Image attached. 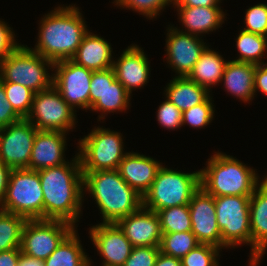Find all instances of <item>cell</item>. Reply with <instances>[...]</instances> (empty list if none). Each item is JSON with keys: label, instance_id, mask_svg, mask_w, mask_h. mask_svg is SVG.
<instances>
[{"label": "cell", "instance_id": "6da1fadb", "mask_svg": "<svg viewBox=\"0 0 267 266\" xmlns=\"http://www.w3.org/2000/svg\"><path fill=\"white\" fill-rule=\"evenodd\" d=\"M44 219L63 220L76 227L84 202L83 173L78 154L65 164L38 171Z\"/></svg>", "mask_w": 267, "mask_h": 266}, {"label": "cell", "instance_id": "7a4b0ae2", "mask_svg": "<svg viewBox=\"0 0 267 266\" xmlns=\"http://www.w3.org/2000/svg\"><path fill=\"white\" fill-rule=\"evenodd\" d=\"M41 19L37 42L30 49L53 63L71 59L89 31L80 9L60 5Z\"/></svg>", "mask_w": 267, "mask_h": 266}, {"label": "cell", "instance_id": "3957f363", "mask_svg": "<svg viewBox=\"0 0 267 266\" xmlns=\"http://www.w3.org/2000/svg\"><path fill=\"white\" fill-rule=\"evenodd\" d=\"M83 173V189L96 201L102 223H116L143 206V197L121 177L118 169Z\"/></svg>", "mask_w": 267, "mask_h": 266}, {"label": "cell", "instance_id": "277c9868", "mask_svg": "<svg viewBox=\"0 0 267 266\" xmlns=\"http://www.w3.org/2000/svg\"><path fill=\"white\" fill-rule=\"evenodd\" d=\"M200 169V186L210 195L251 196L261 182L253 168L226 153L214 152Z\"/></svg>", "mask_w": 267, "mask_h": 266}, {"label": "cell", "instance_id": "5b68a950", "mask_svg": "<svg viewBox=\"0 0 267 266\" xmlns=\"http://www.w3.org/2000/svg\"><path fill=\"white\" fill-rule=\"evenodd\" d=\"M200 188V170L192 173L159 168L150 189L143 195V207L154 212L169 207L188 205Z\"/></svg>", "mask_w": 267, "mask_h": 266}, {"label": "cell", "instance_id": "8992f818", "mask_svg": "<svg viewBox=\"0 0 267 266\" xmlns=\"http://www.w3.org/2000/svg\"><path fill=\"white\" fill-rule=\"evenodd\" d=\"M53 64L51 60L21 44L0 61V81L21 84L37 93L53 85V74L48 73V69L53 72Z\"/></svg>", "mask_w": 267, "mask_h": 266}, {"label": "cell", "instance_id": "52a82bcc", "mask_svg": "<svg viewBox=\"0 0 267 266\" xmlns=\"http://www.w3.org/2000/svg\"><path fill=\"white\" fill-rule=\"evenodd\" d=\"M122 134L109 128L95 127L80 138L78 157L82 172L118 169L124 152Z\"/></svg>", "mask_w": 267, "mask_h": 266}, {"label": "cell", "instance_id": "ba28073f", "mask_svg": "<svg viewBox=\"0 0 267 266\" xmlns=\"http://www.w3.org/2000/svg\"><path fill=\"white\" fill-rule=\"evenodd\" d=\"M0 209L27 220L44 219L43 192L38 171L12 169Z\"/></svg>", "mask_w": 267, "mask_h": 266}, {"label": "cell", "instance_id": "9c48e42d", "mask_svg": "<svg viewBox=\"0 0 267 266\" xmlns=\"http://www.w3.org/2000/svg\"><path fill=\"white\" fill-rule=\"evenodd\" d=\"M249 202V196L214 197L223 250L235 248L242 243L251 247Z\"/></svg>", "mask_w": 267, "mask_h": 266}, {"label": "cell", "instance_id": "30bf717a", "mask_svg": "<svg viewBox=\"0 0 267 266\" xmlns=\"http://www.w3.org/2000/svg\"><path fill=\"white\" fill-rule=\"evenodd\" d=\"M76 112L52 85L34 93L30 112L25 118L38 130L62 131L68 134L75 128Z\"/></svg>", "mask_w": 267, "mask_h": 266}, {"label": "cell", "instance_id": "8fae6325", "mask_svg": "<svg viewBox=\"0 0 267 266\" xmlns=\"http://www.w3.org/2000/svg\"><path fill=\"white\" fill-rule=\"evenodd\" d=\"M74 228L71 223L63 220H27L22 231L21 253L44 261Z\"/></svg>", "mask_w": 267, "mask_h": 266}, {"label": "cell", "instance_id": "7c38bea8", "mask_svg": "<svg viewBox=\"0 0 267 266\" xmlns=\"http://www.w3.org/2000/svg\"><path fill=\"white\" fill-rule=\"evenodd\" d=\"M131 94L116 79L113 68L93 71L90 83L89 111H100L98 121L106 114L126 111Z\"/></svg>", "mask_w": 267, "mask_h": 266}, {"label": "cell", "instance_id": "4fadbf2b", "mask_svg": "<svg viewBox=\"0 0 267 266\" xmlns=\"http://www.w3.org/2000/svg\"><path fill=\"white\" fill-rule=\"evenodd\" d=\"M53 86L75 111L89 110L90 83L92 72L71 59L53 64ZM77 107V108H76Z\"/></svg>", "mask_w": 267, "mask_h": 266}, {"label": "cell", "instance_id": "5bb4252c", "mask_svg": "<svg viewBox=\"0 0 267 266\" xmlns=\"http://www.w3.org/2000/svg\"><path fill=\"white\" fill-rule=\"evenodd\" d=\"M37 128L25 118L0 128V161L11 169H29Z\"/></svg>", "mask_w": 267, "mask_h": 266}, {"label": "cell", "instance_id": "9a60e30c", "mask_svg": "<svg viewBox=\"0 0 267 266\" xmlns=\"http://www.w3.org/2000/svg\"><path fill=\"white\" fill-rule=\"evenodd\" d=\"M168 26L165 45L166 63L176 72V77H187L207 44L200 36L182 32L172 25Z\"/></svg>", "mask_w": 267, "mask_h": 266}, {"label": "cell", "instance_id": "2e32d148", "mask_svg": "<svg viewBox=\"0 0 267 266\" xmlns=\"http://www.w3.org/2000/svg\"><path fill=\"white\" fill-rule=\"evenodd\" d=\"M192 229L201 244H211L222 249L221 231L216 221L214 196L201 186L188 204Z\"/></svg>", "mask_w": 267, "mask_h": 266}, {"label": "cell", "instance_id": "e0dca14e", "mask_svg": "<svg viewBox=\"0 0 267 266\" xmlns=\"http://www.w3.org/2000/svg\"><path fill=\"white\" fill-rule=\"evenodd\" d=\"M90 239L103 262L102 266H123L133 249L116 223H99L89 230ZM90 260V266H91Z\"/></svg>", "mask_w": 267, "mask_h": 266}, {"label": "cell", "instance_id": "ac0fdd59", "mask_svg": "<svg viewBox=\"0 0 267 266\" xmlns=\"http://www.w3.org/2000/svg\"><path fill=\"white\" fill-rule=\"evenodd\" d=\"M265 176L250 196L251 252L249 266H257L267 250V175Z\"/></svg>", "mask_w": 267, "mask_h": 266}, {"label": "cell", "instance_id": "d6986e66", "mask_svg": "<svg viewBox=\"0 0 267 266\" xmlns=\"http://www.w3.org/2000/svg\"><path fill=\"white\" fill-rule=\"evenodd\" d=\"M116 224L133 247L160 246L162 232L156 212L143 206L136 212L119 219Z\"/></svg>", "mask_w": 267, "mask_h": 266}, {"label": "cell", "instance_id": "ffe728a7", "mask_svg": "<svg viewBox=\"0 0 267 266\" xmlns=\"http://www.w3.org/2000/svg\"><path fill=\"white\" fill-rule=\"evenodd\" d=\"M131 45L113 61L112 68L116 79L132 95L134 89H140L148 83L151 68L143 48L136 44Z\"/></svg>", "mask_w": 267, "mask_h": 266}, {"label": "cell", "instance_id": "44dd1931", "mask_svg": "<svg viewBox=\"0 0 267 266\" xmlns=\"http://www.w3.org/2000/svg\"><path fill=\"white\" fill-rule=\"evenodd\" d=\"M66 133L62 131L37 130L29 169L42 170L53 166L65 164Z\"/></svg>", "mask_w": 267, "mask_h": 266}, {"label": "cell", "instance_id": "7402d4cb", "mask_svg": "<svg viewBox=\"0 0 267 266\" xmlns=\"http://www.w3.org/2000/svg\"><path fill=\"white\" fill-rule=\"evenodd\" d=\"M162 165L160 161L145 154L128 152L120 162L118 171L127 184L143 197Z\"/></svg>", "mask_w": 267, "mask_h": 266}, {"label": "cell", "instance_id": "603a6c76", "mask_svg": "<svg viewBox=\"0 0 267 266\" xmlns=\"http://www.w3.org/2000/svg\"><path fill=\"white\" fill-rule=\"evenodd\" d=\"M112 52L107 40L88 31L71 60L88 70L100 71L112 67Z\"/></svg>", "mask_w": 267, "mask_h": 266}, {"label": "cell", "instance_id": "cb8c5ba5", "mask_svg": "<svg viewBox=\"0 0 267 266\" xmlns=\"http://www.w3.org/2000/svg\"><path fill=\"white\" fill-rule=\"evenodd\" d=\"M185 29H178L188 34L202 36L216 31L226 18L221 7H175ZM185 30V31H184Z\"/></svg>", "mask_w": 267, "mask_h": 266}, {"label": "cell", "instance_id": "d4e9b609", "mask_svg": "<svg viewBox=\"0 0 267 266\" xmlns=\"http://www.w3.org/2000/svg\"><path fill=\"white\" fill-rule=\"evenodd\" d=\"M255 70V64L228 60L222 77L223 86L237 99H241L244 103L251 102L255 97Z\"/></svg>", "mask_w": 267, "mask_h": 266}, {"label": "cell", "instance_id": "484cf974", "mask_svg": "<svg viewBox=\"0 0 267 266\" xmlns=\"http://www.w3.org/2000/svg\"><path fill=\"white\" fill-rule=\"evenodd\" d=\"M165 97L182 112L204 102L211 94L207 88L187 77H174L165 87Z\"/></svg>", "mask_w": 267, "mask_h": 266}, {"label": "cell", "instance_id": "4316f807", "mask_svg": "<svg viewBox=\"0 0 267 266\" xmlns=\"http://www.w3.org/2000/svg\"><path fill=\"white\" fill-rule=\"evenodd\" d=\"M227 62L216 50L207 46L187 78L210 91L211 86L222 82Z\"/></svg>", "mask_w": 267, "mask_h": 266}, {"label": "cell", "instance_id": "83f0119b", "mask_svg": "<svg viewBox=\"0 0 267 266\" xmlns=\"http://www.w3.org/2000/svg\"><path fill=\"white\" fill-rule=\"evenodd\" d=\"M75 227L58 245L55 251L43 261L44 266H90Z\"/></svg>", "mask_w": 267, "mask_h": 266}, {"label": "cell", "instance_id": "f1b7e54d", "mask_svg": "<svg viewBox=\"0 0 267 266\" xmlns=\"http://www.w3.org/2000/svg\"><path fill=\"white\" fill-rule=\"evenodd\" d=\"M236 47L240 53L233 61L252 63L255 65L264 64L263 57L267 52V37L240 30L236 38Z\"/></svg>", "mask_w": 267, "mask_h": 266}, {"label": "cell", "instance_id": "f546056e", "mask_svg": "<svg viewBox=\"0 0 267 266\" xmlns=\"http://www.w3.org/2000/svg\"><path fill=\"white\" fill-rule=\"evenodd\" d=\"M27 219L0 209V252L20 248Z\"/></svg>", "mask_w": 267, "mask_h": 266}, {"label": "cell", "instance_id": "4dcf8cb0", "mask_svg": "<svg viewBox=\"0 0 267 266\" xmlns=\"http://www.w3.org/2000/svg\"><path fill=\"white\" fill-rule=\"evenodd\" d=\"M201 244L192 231L162 233L160 252L182 259L189 251Z\"/></svg>", "mask_w": 267, "mask_h": 266}, {"label": "cell", "instance_id": "1f68e13d", "mask_svg": "<svg viewBox=\"0 0 267 266\" xmlns=\"http://www.w3.org/2000/svg\"><path fill=\"white\" fill-rule=\"evenodd\" d=\"M162 233L191 231V217L188 205H179L161 209L156 212Z\"/></svg>", "mask_w": 267, "mask_h": 266}, {"label": "cell", "instance_id": "d6a6232c", "mask_svg": "<svg viewBox=\"0 0 267 266\" xmlns=\"http://www.w3.org/2000/svg\"><path fill=\"white\" fill-rule=\"evenodd\" d=\"M1 83L4 86L7 100L12 104L13 109L22 118H26L31 109L34 92L21 84L13 82Z\"/></svg>", "mask_w": 267, "mask_h": 266}, {"label": "cell", "instance_id": "836d02e7", "mask_svg": "<svg viewBox=\"0 0 267 266\" xmlns=\"http://www.w3.org/2000/svg\"><path fill=\"white\" fill-rule=\"evenodd\" d=\"M214 104L209 96L204 102L182 112V125L188 124L194 129L204 128L211 123L214 117Z\"/></svg>", "mask_w": 267, "mask_h": 266}, {"label": "cell", "instance_id": "e575fe53", "mask_svg": "<svg viewBox=\"0 0 267 266\" xmlns=\"http://www.w3.org/2000/svg\"><path fill=\"white\" fill-rule=\"evenodd\" d=\"M220 250L211 244H199L181 259L182 266H219Z\"/></svg>", "mask_w": 267, "mask_h": 266}, {"label": "cell", "instance_id": "d590c367", "mask_svg": "<svg viewBox=\"0 0 267 266\" xmlns=\"http://www.w3.org/2000/svg\"><path fill=\"white\" fill-rule=\"evenodd\" d=\"M113 4L128 10H133L147 19L156 18L166 6L174 4V0H114Z\"/></svg>", "mask_w": 267, "mask_h": 266}, {"label": "cell", "instance_id": "8d00e7d4", "mask_svg": "<svg viewBox=\"0 0 267 266\" xmlns=\"http://www.w3.org/2000/svg\"><path fill=\"white\" fill-rule=\"evenodd\" d=\"M242 30L267 37V4L258 3L245 11Z\"/></svg>", "mask_w": 267, "mask_h": 266}, {"label": "cell", "instance_id": "74e56055", "mask_svg": "<svg viewBox=\"0 0 267 266\" xmlns=\"http://www.w3.org/2000/svg\"><path fill=\"white\" fill-rule=\"evenodd\" d=\"M165 101L160 104L157 109V121L160 126L169 129L177 130L182 125V111L171 103L165 97Z\"/></svg>", "mask_w": 267, "mask_h": 266}, {"label": "cell", "instance_id": "f35d334b", "mask_svg": "<svg viewBox=\"0 0 267 266\" xmlns=\"http://www.w3.org/2000/svg\"><path fill=\"white\" fill-rule=\"evenodd\" d=\"M159 253L160 246L133 247L123 266H154Z\"/></svg>", "mask_w": 267, "mask_h": 266}, {"label": "cell", "instance_id": "ab89813d", "mask_svg": "<svg viewBox=\"0 0 267 266\" xmlns=\"http://www.w3.org/2000/svg\"><path fill=\"white\" fill-rule=\"evenodd\" d=\"M15 36L13 29L6 22L0 20V61L21 45L17 43Z\"/></svg>", "mask_w": 267, "mask_h": 266}, {"label": "cell", "instance_id": "60d3db41", "mask_svg": "<svg viewBox=\"0 0 267 266\" xmlns=\"http://www.w3.org/2000/svg\"><path fill=\"white\" fill-rule=\"evenodd\" d=\"M23 119L7 100L4 86L0 81V127H5Z\"/></svg>", "mask_w": 267, "mask_h": 266}, {"label": "cell", "instance_id": "b9f144b4", "mask_svg": "<svg viewBox=\"0 0 267 266\" xmlns=\"http://www.w3.org/2000/svg\"><path fill=\"white\" fill-rule=\"evenodd\" d=\"M267 95V63L256 65L254 74V93L257 91Z\"/></svg>", "mask_w": 267, "mask_h": 266}, {"label": "cell", "instance_id": "7bdbcfd3", "mask_svg": "<svg viewBox=\"0 0 267 266\" xmlns=\"http://www.w3.org/2000/svg\"><path fill=\"white\" fill-rule=\"evenodd\" d=\"M222 0H174L172 7H220Z\"/></svg>", "mask_w": 267, "mask_h": 266}, {"label": "cell", "instance_id": "ee69618b", "mask_svg": "<svg viewBox=\"0 0 267 266\" xmlns=\"http://www.w3.org/2000/svg\"><path fill=\"white\" fill-rule=\"evenodd\" d=\"M22 253L20 248L0 252V266H18Z\"/></svg>", "mask_w": 267, "mask_h": 266}, {"label": "cell", "instance_id": "f6af8a7d", "mask_svg": "<svg viewBox=\"0 0 267 266\" xmlns=\"http://www.w3.org/2000/svg\"><path fill=\"white\" fill-rule=\"evenodd\" d=\"M11 170L10 167L0 161V208L4 202Z\"/></svg>", "mask_w": 267, "mask_h": 266}, {"label": "cell", "instance_id": "bcb514c9", "mask_svg": "<svg viewBox=\"0 0 267 266\" xmlns=\"http://www.w3.org/2000/svg\"><path fill=\"white\" fill-rule=\"evenodd\" d=\"M154 266H182L181 259L159 253Z\"/></svg>", "mask_w": 267, "mask_h": 266}, {"label": "cell", "instance_id": "7dc6e473", "mask_svg": "<svg viewBox=\"0 0 267 266\" xmlns=\"http://www.w3.org/2000/svg\"><path fill=\"white\" fill-rule=\"evenodd\" d=\"M18 266H44L43 261L21 255Z\"/></svg>", "mask_w": 267, "mask_h": 266}]
</instances>
